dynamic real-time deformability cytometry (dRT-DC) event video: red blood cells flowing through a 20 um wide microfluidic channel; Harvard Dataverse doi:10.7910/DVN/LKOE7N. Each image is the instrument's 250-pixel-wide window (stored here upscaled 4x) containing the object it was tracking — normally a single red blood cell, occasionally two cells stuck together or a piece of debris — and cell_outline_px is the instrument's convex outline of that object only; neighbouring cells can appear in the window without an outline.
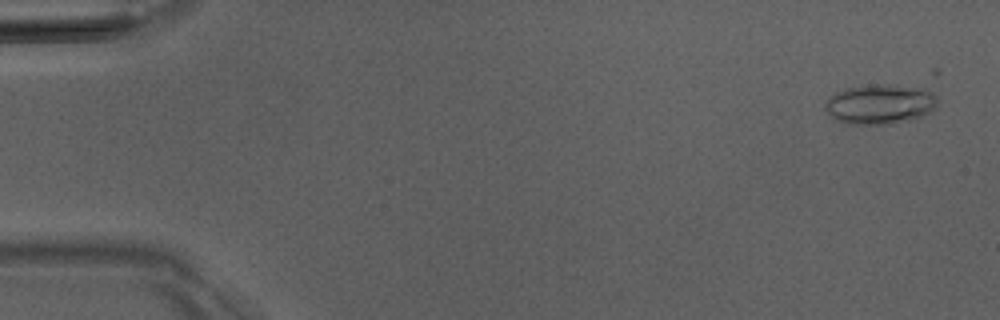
{"species": "Egyptian fruit bat (a non-hibernating species)", "species_latin": "Rousettus aegyptiacus", "temperature_condition": "room temperature", "stored_images_in_passage": 6, "camera_frame_rate_fps": 3000, "um_per_image_px": 0.085, "animal": {"sex": "male"}, "frame": {"image": 1, "passage_image": 1, "time_ms": 0.0, "image_size_px": [1000, 320], "cell_outline_px": [[936, 104], [932, 112], [916, 120], [892, 124], [844, 124], [836, 120], [824, 108], [824, 104], [836, 92], [844, 88], [888, 84], [924, 88], [932, 92], [936, 96]], "centroid_in_image_um": [74.84, 8.88], "position_along_channel_um": 10.2, "area_um2": 26.3}}